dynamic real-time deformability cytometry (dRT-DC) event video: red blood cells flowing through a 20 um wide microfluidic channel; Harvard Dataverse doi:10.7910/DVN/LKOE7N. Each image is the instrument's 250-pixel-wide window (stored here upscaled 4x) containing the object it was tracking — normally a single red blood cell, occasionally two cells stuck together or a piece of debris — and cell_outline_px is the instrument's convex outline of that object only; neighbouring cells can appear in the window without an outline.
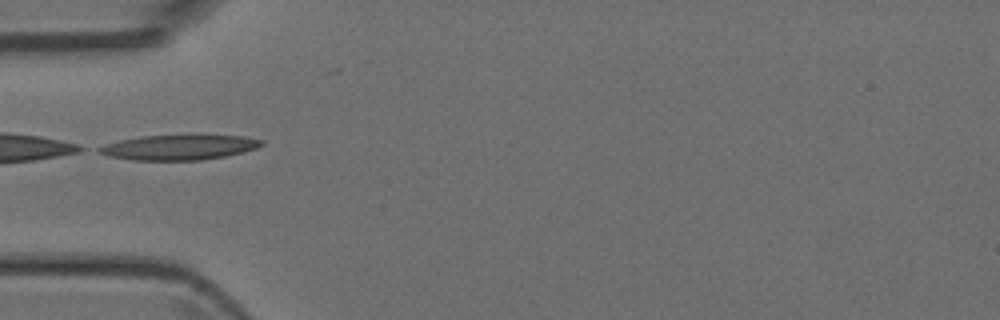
{"species": "Egyptian fruit bat (a non-hibernating species)", "species_latin": "Rousettus aegyptiacus", "temperature_condition": "room temperature", "stored_images_in_passage": 6, "camera_frame_rate_fps": 3000, "um_per_image_px": 0.085, "animal": {"sex": "female"}, "frame": {"image": 1, "passage_image": 5, "time_ms": 4.667, "image_size_px": [1000, 320], "cell_outline_px": [[264, 144], [256, 148], [224, 156], [200, 160], [132, 160], [108, 156], [100, 152], [96, 148], [104, 144], [120, 140], [140, 136], [244, 136], [264, 140]], "centroid_in_image_um": [15.18, 12.53], "position_along_channel_um": 69.8, "area_um2": 23.29}}
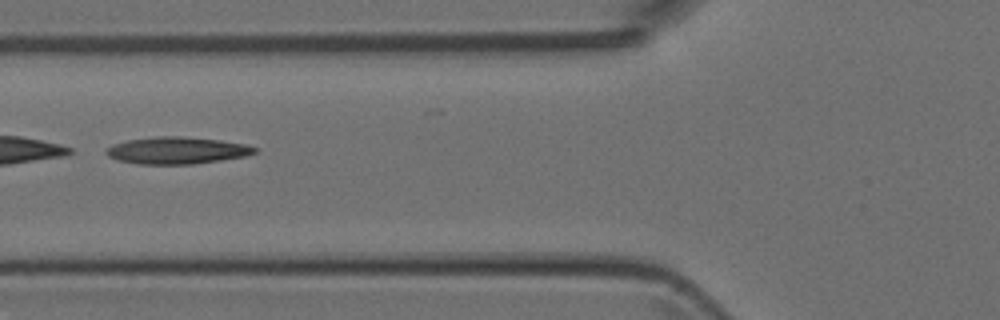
{"frame": {"image": 2, "passage_image": 6, "time_ms": 5.667, "image_size_px": [1000, 320], "cell_outline_px": [[256, 152], [244, 156], [220, 160], [192, 164], [140, 164], [120, 160], [108, 156], [104, 152], [112, 144], [128, 140], [156, 136], [176, 136], [220, 140], [244, 144], [256, 148]], "centroid_in_image_um": [15.0, 12.78], "position_along_channel_um": 110.8, "area_um2": 23.0}}